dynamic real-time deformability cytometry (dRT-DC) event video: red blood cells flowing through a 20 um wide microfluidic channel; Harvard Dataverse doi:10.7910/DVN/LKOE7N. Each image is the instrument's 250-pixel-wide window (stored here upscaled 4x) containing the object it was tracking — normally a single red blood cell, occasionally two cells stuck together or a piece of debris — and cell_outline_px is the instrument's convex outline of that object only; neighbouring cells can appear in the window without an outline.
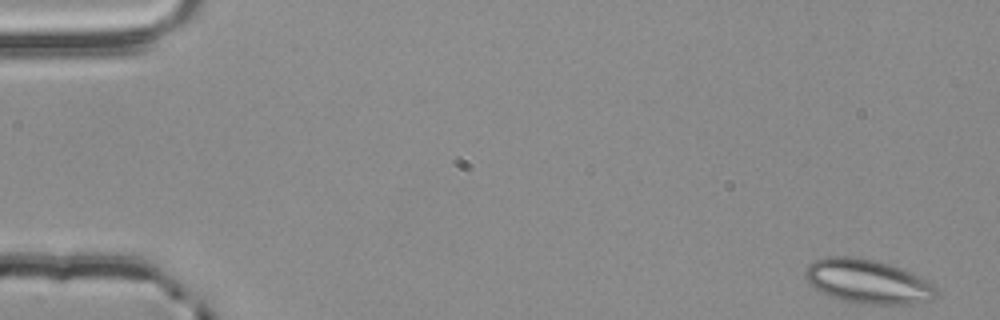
{"species": "common noctule bat (a hibernating species)", "species_latin": "Nyctalus noctula", "temperature_condition": "room temperature", "stored_images_in_passage": 4, "camera_frame_rate_fps": 3000, "um_per_image_px": 0.085, "animal": {"sex": "male", "body_mass_g": 20.4}, "frame": {"image": 1, "passage_image": 1, "time_ms": 0.0, "image_size_px": [1000, 320], "cell_outline_px": [[936, 296], [932, 300], [912, 304], [864, 304], [844, 300], [832, 296], [812, 288], [808, 284], [804, 276], [804, 268], [808, 264], [816, 260], [828, 256], [848, 256], [872, 260], [888, 264], [912, 272], [928, 280], [936, 288]], "centroid_in_image_um": [73.74, 23.93], "position_along_channel_um": 11.3, "area_um2": 33.7}}